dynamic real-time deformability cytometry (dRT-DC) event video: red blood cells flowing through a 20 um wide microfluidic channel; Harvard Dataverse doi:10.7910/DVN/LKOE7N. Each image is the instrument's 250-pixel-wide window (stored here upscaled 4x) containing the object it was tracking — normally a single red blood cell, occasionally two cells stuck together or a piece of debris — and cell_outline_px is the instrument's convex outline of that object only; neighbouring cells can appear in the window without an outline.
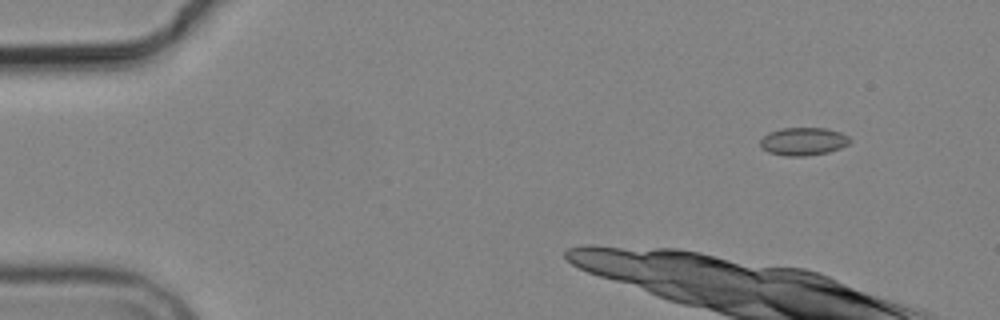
{"species": "common noctule bat (a hibernating species)", "species_latin": "Nyctalus noctula", "temperature_condition": "cold", "stored_images_in_passage": 4, "camera_frame_rate_fps": 3000, "um_per_image_px": 0.085, "animal": {"sex": "male", "body_mass_g": 19.2, "forearm_length_mm": 51.8}, "frame": {"image": 1, "passage_image": 1, "time_ms": 0.0, "image_size_px": [1000, 320], "cell_outline_px": [[852, 140], [848, 144], [840, 148], [828, 152], [804, 156], [784, 156], [768, 152], [760, 148], [760, 140], [768, 132], [780, 128], [828, 128], [840, 132], [848, 136]], "centroid_in_image_um": [68.26, 12.02], "position_along_channel_um": 16.7, "area_um2": 14.74}}